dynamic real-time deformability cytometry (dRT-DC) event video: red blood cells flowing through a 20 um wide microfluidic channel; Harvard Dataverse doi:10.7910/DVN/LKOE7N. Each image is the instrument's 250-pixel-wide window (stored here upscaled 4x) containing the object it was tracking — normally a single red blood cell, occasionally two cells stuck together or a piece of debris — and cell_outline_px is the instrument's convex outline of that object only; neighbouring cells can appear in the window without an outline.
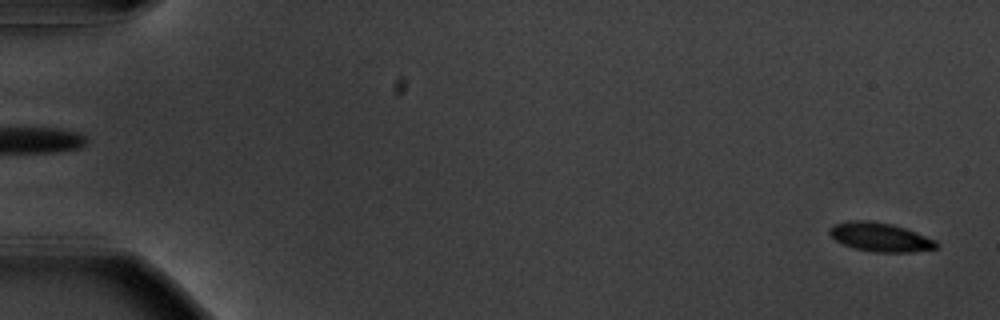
{"species": "common noctule bat (a hibernating species)", "species_latin": "Nyctalus noctula", "temperature_condition": "warm", "stored_images_in_passage": 14, "camera_frame_rate_fps": 3000, "um_per_image_px": 0.085, "animal": {"sex": "male", "body_mass_g": 20.1, "forearm_length_mm": 53.5}, "frame": {"image": 1, "passage_image": 2, "time_ms": 0.333, "image_size_px": [1000, 320], "cell_outline_px": [[936, 248], [912, 252], [876, 252], [856, 248], [844, 244], [836, 240], [828, 232], [828, 228], [836, 224], [848, 220], [868, 220], [892, 224], [904, 228], [936, 240]], "centroid_in_image_um": [74.79, 20.14], "position_along_channel_um": 10.2, "area_um2": 17.69}}